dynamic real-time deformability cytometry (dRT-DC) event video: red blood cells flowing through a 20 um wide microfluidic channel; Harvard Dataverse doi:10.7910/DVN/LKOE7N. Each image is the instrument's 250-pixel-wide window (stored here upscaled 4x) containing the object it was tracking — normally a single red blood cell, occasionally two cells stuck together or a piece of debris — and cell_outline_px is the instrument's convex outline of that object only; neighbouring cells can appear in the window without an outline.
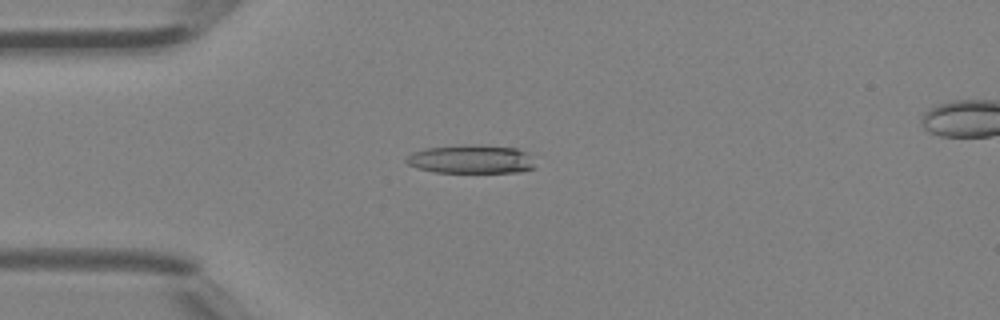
{"species": "Egyptian fruit bat (a non-hibernating species)", "species_latin": "Rousettus aegyptiacus", "temperature_condition": "room temperature", "stored_images_in_passage": 4, "camera_frame_rate_fps": 3000, "um_per_image_px": 0.085, "animal": {"sex": "female"}, "frame": {"image": 1, "passage_image": 3, "time_ms": 0.667, "image_size_px": [1000, 320], "cell_outline_px": [[536, 168], [516, 172], [432, 172], [416, 168], [408, 164], [404, 160], [412, 152], [424, 148], [464, 144], [516, 148], [528, 152]], "centroid_in_image_um": [40.01, 13.53], "position_along_channel_um": 45.0, "area_um2": 21.56}}